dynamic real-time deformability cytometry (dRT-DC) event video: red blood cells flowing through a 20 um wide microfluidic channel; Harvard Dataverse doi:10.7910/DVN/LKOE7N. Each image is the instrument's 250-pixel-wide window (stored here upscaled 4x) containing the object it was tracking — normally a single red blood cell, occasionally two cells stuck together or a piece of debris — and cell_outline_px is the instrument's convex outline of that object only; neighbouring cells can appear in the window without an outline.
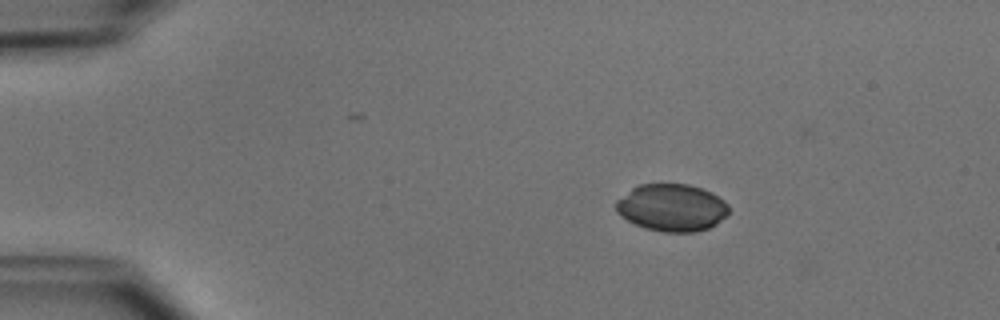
{"species": "common noctule bat (a hibernating species)", "species_latin": "Nyctalus noctula", "temperature_condition": "cold", "stored_images_in_passage": 43, "camera_frame_rate_fps": 3000, "um_per_image_px": 0.085, "animal": {"sex": "male", "body_mass_g": 15.6}, "frame": {"image": 1, "passage_image": 1, "time_ms": 0.0, "image_size_px": [1000, 320], "cell_outline_px": [[728, 212], [716, 224], [708, 228], [696, 232], [664, 232], [644, 228], [620, 216], [616, 212], [616, 200], [632, 188], [640, 184], [688, 184], [712, 192], [724, 200], [728, 204]], "centroid_in_image_um": [57.09, 17.65], "position_along_channel_um": 27.9, "area_um2": 31.04}}
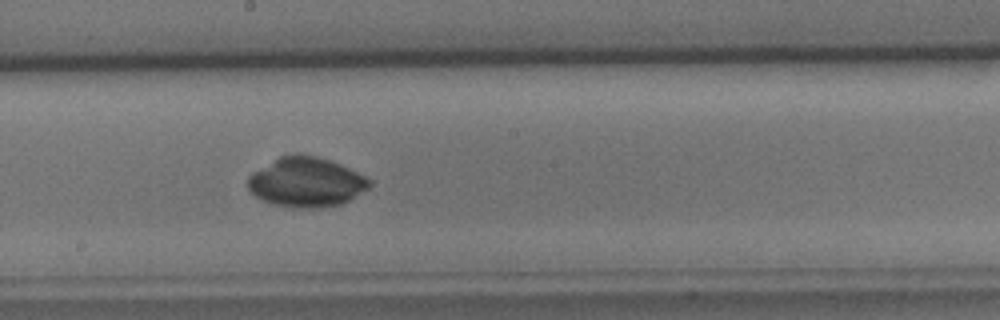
{"frame": {"image": 2, "passage_image": 21, "time_ms": 6.667, "image_size_px": [1000, 320], "cell_outline_px": [[372, 184], [368, 188], [348, 200], [340, 204], [320, 208], [292, 208], [272, 204], [256, 196], [248, 188], [248, 176], [252, 172], [280, 156], [292, 152], [316, 156], [340, 164], [372, 180]], "centroid_in_image_um": [26.0, 15.48], "position_along_channel_um": 222.2, "area_um2": 35.14}}
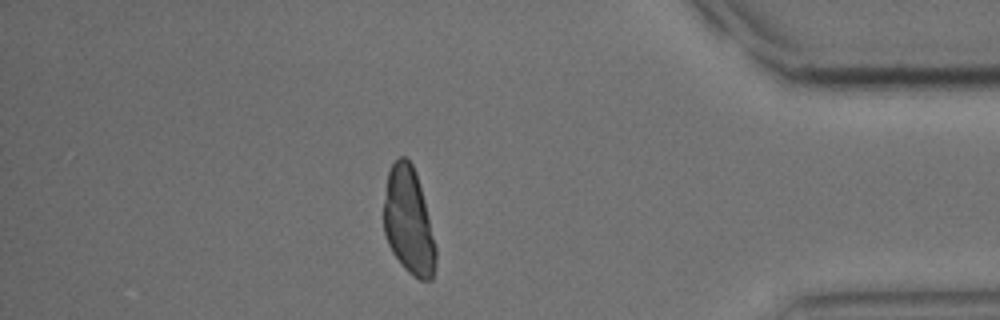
{"frame": {"image": 3, "passage_image": 37, "time_ms": 12.0, "image_size_px": [1000, 320], "cell_outline_px": [[436, 260], [432, 280], [420, 280], [412, 276], [404, 268], [392, 252], [388, 244], [384, 232], [384, 200], [388, 172], [392, 164], [400, 156], [404, 156], [412, 164], [416, 172], [424, 200], [436, 248]], "centroid_in_image_um": [34.73, 18.82], "position_along_channel_um": 400.5, "area_um2": 32.19}}